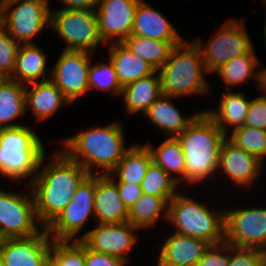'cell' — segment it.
Masks as SVG:
<instances>
[{"label":"cell","mask_w":266,"mask_h":266,"mask_svg":"<svg viewBox=\"0 0 266 266\" xmlns=\"http://www.w3.org/2000/svg\"><path fill=\"white\" fill-rule=\"evenodd\" d=\"M47 266H85V245L80 240H53Z\"/></svg>","instance_id":"cell-34"},{"label":"cell","mask_w":266,"mask_h":266,"mask_svg":"<svg viewBox=\"0 0 266 266\" xmlns=\"http://www.w3.org/2000/svg\"><path fill=\"white\" fill-rule=\"evenodd\" d=\"M182 42L153 40L131 34L122 43L158 71L168 60L172 48Z\"/></svg>","instance_id":"cell-32"},{"label":"cell","mask_w":266,"mask_h":266,"mask_svg":"<svg viewBox=\"0 0 266 266\" xmlns=\"http://www.w3.org/2000/svg\"><path fill=\"white\" fill-rule=\"evenodd\" d=\"M265 264H266V248L264 249Z\"/></svg>","instance_id":"cell-49"},{"label":"cell","mask_w":266,"mask_h":266,"mask_svg":"<svg viewBox=\"0 0 266 266\" xmlns=\"http://www.w3.org/2000/svg\"><path fill=\"white\" fill-rule=\"evenodd\" d=\"M128 263L109 254L88 249L85 246V266H127Z\"/></svg>","instance_id":"cell-41"},{"label":"cell","mask_w":266,"mask_h":266,"mask_svg":"<svg viewBox=\"0 0 266 266\" xmlns=\"http://www.w3.org/2000/svg\"><path fill=\"white\" fill-rule=\"evenodd\" d=\"M230 244L222 242L212 244L195 266H228Z\"/></svg>","instance_id":"cell-40"},{"label":"cell","mask_w":266,"mask_h":266,"mask_svg":"<svg viewBox=\"0 0 266 266\" xmlns=\"http://www.w3.org/2000/svg\"><path fill=\"white\" fill-rule=\"evenodd\" d=\"M1 17V26L15 41L30 44L50 28L51 7L42 0H1Z\"/></svg>","instance_id":"cell-8"},{"label":"cell","mask_w":266,"mask_h":266,"mask_svg":"<svg viewBox=\"0 0 266 266\" xmlns=\"http://www.w3.org/2000/svg\"><path fill=\"white\" fill-rule=\"evenodd\" d=\"M45 145L29 125L3 128L0 135V177L12 182L34 180L42 157L48 153Z\"/></svg>","instance_id":"cell-5"},{"label":"cell","mask_w":266,"mask_h":266,"mask_svg":"<svg viewBox=\"0 0 266 266\" xmlns=\"http://www.w3.org/2000/svg\"><path fill=\"white\" fill-rule=\"evenodd\" d=\"M181 190L168 202L167 222L177 234L203 239L212 244L225 240V210L212 209Z\"/></svg>","instance_id":"cell-6"},{"label":"cell","mask_w":266,"mask_h":266,"mask_svg":"<svg viewBox=\"0 0 266 266\" xmlns=\"http://www.w3.org/2000/svg\"><path fill=\"white\" fill-rule=\"evenodd\" d=\"M95 190L96 175L89 174L74 192L71 202L46 228L52 240H81V231L88 219L93 217V220L95 217Z\"/></svg>","instance_id":"cell-11"},{"label":"cell","mask_w":266,"mask_h":266,"mask_svg":"<svg viewBox=\"0 0 266 266\" xmlns=\"http://www.w3.org/2000/svg\"><path fill=\"white\" fill-rule=\"evenodd\" d=\"M6 77H4L1 73H0V83L5 79Z\"/></svg>","instance_id":"cell-47"},{"label":"cell","mask_w":266,"mask_h":266,"mask_svg":"<svg viewBox=\"0 0 266 266\" xmlns=\"http://www.w3.org/2000/svg\"><path fill=\"white\" fill-rule=\"evenodd\" d=\"M172 198L143 193L129 210L128 222L140 230H153L160 218L167 222L168 202Z\"/></svg>","instance_id":"cell-31"},{"label":"cell","mask_w":266,"mask_h":266,"mask_svg":"<svg viewBox=\"0 0 266 266\" xmlns=\"http://www.w3.org/2000/svg\"><path fill=\"white\" fill-rule=\"evenodd\" d=\"M52 239L46 228L25 238L0 241V255L4 266H47Z\"/></svg>","instance_id":"cell-17"},{"label":"cell","mask_w":266,"mask_h":266,"mask_svg":"<svg viewBox=\"0 0 266 266\" xmlns=\"http://www.w3.org/2000/svg\"><path fill=\"white\" fill-rule=\"evenodd\" d=\"M131 34L162 41L186 39L160 11L145 0L137 5Z\"/></svg>","instance_id":"cell-20"},{"label":"cell","mask_w":266,"mask_h":266,"mask_svg":"<svg viewBox=\"0 0 266 266\" xmlns=\"http://www.w3.org/2000/svg\"><path fill=\"white\" fill-rule=\"evenodd\" d=\"M108 61V63L101 61V63L97 62V64H90L88 78L89 91L93 89L109 93L112 91V95H118L120 97L122 87L113 63L110 59H108Z\"/></svg>","instance_id":"cell-36"},{"label":"cell","mask_w":266,"mask_h":266,"mask_svg":"<svg viewBox=\"0 0 266 266\" xmlns=\"http://www.w3.org/2000/svg\"><path fill=\"white\" fill-rule=\"evenodd\" d=\"M228 266H266L264 250L258 248L237 247L230 244Z\"/></svg>","instance_id":"cell-38"},{"label":"cell","mask_w":266,"mask_h":266,"mask_svg":"<svg viewBox=\"0 0 266 266\" xmlns=\"http://www.w3.org/2000/svg\"><path fill=\"white\" fill-rule=\"evenodd\" d=\"M20 45L2 26L0 27V73L4 77L12 75Z\"/></svg>","instance_id":"cell-37"},{"label":"cell","mask_w":266,"mask_h":266,"mask_svg":"<svg viewBox=\"0 0 266 266\" xmlns=\"http://www.w3.org/2000/svg\"><path fill=\"white\" fill-rule=\"evenodd\" d=\"M108 45V59L114 65L121 87L150 76L156 71L146 61L131 52L122 42Z\"/></svg>","instance_id":"cell-27"},{"label":"cell","mask_w":266,"mask_h":266,"mask_svg":"<svg viewBox=\"0 0 266 266\" xmlns=\"http://www.w3.org/2000/svg\"><path fill=\"white\" fill-rule=\"evenodd\" d=\"M125 129L121 121L104 126L95 125L73 136L61 139V150L69 159L79 163L89 174H110L125 152L130 148L125 143Z\"/></svg>","instance_id":"cell-2"},{"label":"cell","mask_w":266,"mask_h":266,"mask_svg":"<svg viewBox=\"0 0 266 266\" xmlns=\"http://www.w3.org/2000/svg\"><path fill=\"white\" fill-rule=\"evenodd\" d=\"M0 266H4L1 255H0Z\"/></svg>","instance_id":"cell-48"},{"label":"cell","mask_w":266,"mask_h":266,"mask_svg":"<svg viewBox=\"0 0 266 266\" xmlns=\"http://www.w3.org/2000/svg\"><path fill=\"white\" fill-rule=\"evenodd\" d=\"M82 233L81 242L96 252L117 257L129 263L132 248L138 243L136 231L140 229L128 221L111 224H96Z\"/></svg>","instance_id":"cell-14"},{"label":"cell","mask_w":266,"mask_h":266,"mask_svg":"<svg viewBox=\"0 0 266 266\" xmlns=\"http://www.w3.org/2000/svg\"><path fill=\"white\" fill-rule=\"evenodd\" d=\"M259 1H262V4H266V0H259Z\"/></svg>","instance_id":"cell-50"},{"label":"cell","mask_w":266,"mask_h":266,"mask_svg":"<svg viewBox=\"0 0 266 266\" xmlns=\"http://www.w3.org/2000/svg\"><path fill=\"white\" fill-rule=\"evenodd\" d=\"M94 222L111 224L127 222L129 210L120 197L117 183L107 175H96Z\"/></svg>","instance_id":"cell-19"},{"label":"cell","mask_w":266,"mask_h":266,"mask_svg":"<svg viewBox=\"0 0 266 266\" xmlns=\"http://www.w3.org/2000/svg\"><path fill=\"white\" fill-rule=\"evenodd\" d=\"M69 105L71 103L50 79L26 85V110L30 109L36 123L51 118L60 107Z\"/></svg>","instance_id":"cell-21"},{"label":"cell","mask_w":266,"mask_h":266,"mask_svg":"<svg viewBox=\"0 0 266 266\" xmlns=\"http://www.w3.org/2000/svg\"><path fill=\"white\" fill-rule=\"evenodd\" d=\"M63 7L57 9L68 10H95L98 0H59Z\"/></svg>","instance_id":"cell-43"},{"label":"cell","mask_w":266,"mask_h":266,"mask_svg":"<svg viewBox=\"0 0 266 266\" xmlns=\"http://www.w3.org/2000/svg\"><path fill=\"white\" fill-rule=\"evenodd\" d=\"M158 253L157 266H195L211 244L203 239L170 232Z\"/></svg>","instance_id":"cell-18"},{"label":"cell","mask_w":266,"mask_h":266,"mask_svg":"<svg viewBox=\"0 0 266 266\" xmlns=\"http://www.w3.org/2000/svg\"><path fill=\"white\" fill-rule=\"evenodd\" d=\"M263 88L266 90V67H265V71H264V86Z\"/></svg>","instance_id":"cell-45"},{"label":"cell","mask_w":266,"mask_h":266,"mask_svg":"<svg viewBox=\"0 0 266 266\" xmlns=\"http://www.w3.org/2000/svg\"><path fill=\"white\" fill-rule=\"evenodd\" d=\"M253 207L225 209V242L237 247L266 248V208Z\"/></svg>","instance_id":"cell-12"},{"label":"cell","mask_w":266,"mask_h":266,"mask_svg":"<svg viewBox=\"0 0 266 266\" xmlns=\"http://www.w3.org/2000/svg\"><path fill=\"white\" fill-rule=\"evenodd\" d=\"M263 166L264 164L255 156L225 138L220 149L217 175L224 176L225 179H229L227 182L240 188L249 189L263 173Z\"/></svg>","instance_id":"cell-16"},{"label":"cell","mask_w":266,"mask_h":266,"mask_svg":"<svg viewBox=\"0 0 266 266\" xmlns=\"http://www.w3.org/2000/svg\"><path fill=\"white\" fill-rule=\"evenodd\" d=\"M226 137L204 111L176 137L185 155V185L211 183L217 177L220 149Z\"/></svg>","instance_id":"cell-3"},{"label":"cell","mask_w":266,"mask_h":266,"mask_svg":"<svg viewBox=\"0 0 266 266\" xmlns=\"http://www.w3.org/2000/svg\"><path fill=\"white\" fill-rule=\"evenodd\" d=\"M161 90L165 95L181 98L187 96H207L211 91V83L207 81L203 57L199 47L193 40L185 39L174 46L168 60L158 70Z\"/></svg>","instance_id":"cell-4"},{"label":"cell","mask_w":266,"mask_h":266,"mask_svg":"<svg viewBox=\"0 0 266 266\" xmlns=\"http://www.w3.org/2000/svg\"><path fill=\"white\" fill-rule=\"evenodd\" d=\"M93 55L88 51L63 49L50 69V80L71 104L89 92V66Z\"/></svg>","instance_id":"cell-13"},{"label":"cell","mask_w":266,"mask_h":266,"mask_svg":"<svg viewBox=\"0 0 266 266\" xmlns=\"http://www.w3.org/2000/svg\"><path fill=\"white\" fill-rule=\"evenodd\" d=\"M48 56L36 43L21 44L9 78L25 85L50 79L51 70L47 71Z\"/></svg>","instance_id":"cell-25"},{"label":"cell","mask_w":266,"mask_h":266,"mask_svg":"<svg viewBox=\"0 0 266 266\" xmlns=\"http://www.w3.org/2000/svg\"><path fill=\"white\" fill-rule=\"evenodd\" d=\"M140 186L143 193L159 197H174L180 191L179 184L154 162L148 167Z\"/></svg>","instance_id":"cell-35"},{"label":"cell","mask_w":266,"mask_h":266,"mask_svg":"<svg viewBox=\"0 0 266 266\" xmlns=\"http://www.w3.org/2000/svg\"><path fill=\"white\" fill-rule=\"evenodd\" d=\"M145 144L152 154L153 162L179 186L182 183L185 185V155L177 138L167 137L159 146H155L150 141H146Z\"/></svg>","instance_id":"cell-30"},{"label":"cell","mask_w":266,"mask_h":266,"mask_svg":"<svg viewBox=\"0 0 266 266\" xmlns=\"http://www.w3.org/2000/svg\"><path fill=\"white\" fill-rule=\"evenodd\" d=\"M178 99L169 95L161 94L157 100L143 114L160 131L165 132V136L176 138L179 136L202 112H195L188 116H183L172 100Z\"/></svg>","instance_id":"cell-22"},{"label":"cell","mask_w":266,"mask_h":266,"mask_svg":"<svg viewBox=\"0 0 266 266\" xmlns=\"http://www.w3.org/2000/svg\"><path fill=\"white\" fill-rule=\"evenodd\" d=\"M161 94L160 76L155 71L122 87L120 96L124 99L126 113L131 116L138 112L144 114Z\"/></svg>","instance_id":"cell-26"},{"label":"cell","mask_w":266,"mask_h":266,"mask_svg":"<svg viewBox=\"0 0 266 266\" xmlns=\"http://www.w3.org/2000/svg\"><path fill=\"white\" fill-rule=\"evenodd\" d=\"M51 154L49 161H46V154L42 157L38 172L29 184L38 221L44 228L71 202L74 192L89 175L84 167L61 150H53Z\"/></svg>","instance_id":"cell-1"},{"label":"cell","mask_w":266,"mask_h":266,"mask_svg":"<svg viewBox=\"0 0 266 266\" xmlns=\"http://www.w3.org/2000/svg\"><path fill=\"white\" fill-rule=\"evenodd\" d=\"M242 19L228 18L217 32L210 35L207 42L198 37L192 38L201 51L209 75L228 60L248 54L254 49Z\"/></svg>","instance_id":"cell-7"},{"label":"cell","mask_w":266,"mask_h":266,"mask_svg":"<svg viewBox=\"0 0 266 266\" xmlns=\"http://www.w3.org/2000/svg\"><path fill=\"white\" fill-rule=\"evenodd\" d=\"M227 138L237 147L255 156L265 165L266 158V130L247 125L231 131ZM264 161V162H263Z\"/></svg>","instance_id":"cell-33"},{"label":"cell","mask_w":266,"mask_h":266,"mask_svg":"<svg viewBox=\"0 0 266 266\" xmlns=\"http://www.w3.org/2000/svg\"><path fill=\"white\" fill-rule=\"evenodd\" d=\"M152 162V154L146 144L134 143L108 175L116 183L140 185Z\"/></svg>","instance_id":"cell-28"},{"label":"cell","mask_w":266,"mask_h":266,"mask_svg":"<svg viewBox=\"0 0 266 266\" xmlns=\"http://www.w3.org/2000/svg\"><path fill=\"white\" fill-rule=\"evenodd\" d=\"M1 23H2V17H1V0H0V27H1Z\"/></svg>","instance_id":"cell-46"},{"label":"cell","mask_w":266,"mask_h":266,"mask_svg":"<svg viewBox=\"0 0 266 266\" xmlns=\"http://www.w3.org/2000/svg\"><path fill=\"white\" fill-rule=\"evenodd\" d=\"M141 0H98L95 12L103 43L123 42L132 33L136 8Z\"/></svg>","instance_id":"cell-15"},{"label":"cell","mask_w":266,"mask_h":266,"mask_svg":"<svg viewBox=\"0 0 266 266\" xmlns=\"http://www.w3.org/2000/svg\"><path fill=\"white\" fill-rule=\"evenodd\" d=\"M220 96L217 108H208L203 111L227 136L230 131L245 125L251 99L246 97V94L241 90L236 92L234 90H225L223 95Z\"/></svg>","instance_id":"cell-23"},{"label":"cell","mask_w":266,"mask_h":266,"mask_svg":"<svg viewBox=\"0 0 266 266\" xmlns=\"http://www.w3.org/2000/svg\"><path fill=\"white\" fill-rule=\"evenodd\" d=\"M263 7H265L266 8V4H263ZM266 10V9H265ZM265 15H266V13H265ZM263 39L265 40V45H266V18H265V25H264V29H263Z\"/></svg>","instance_id":"cell-44"},{"label":"cell","mask_w":266,"mask_h":266,"mask_svg":"<svg viewBox=\"0 0 266 266\" xmlns=\"http://www.w3.org/2000/svg\"><path fill=\"white\" fill-rule=\"evenodd\" d=\"M117 187L120 193V197L128 210H130L134 206L136 201L143 194L141 186L137 184L117 183Z\"/></svg>","instance_id":"cell-42"},{"label":"cell","mask_w":266,"mask_h":266,"mask_svg":"<svg viewBox=\"0 0 266 266\" xmlns=\"http://www.w3.org/2000/svg\"><path fill=\"white\" fill-rule=\"evenodd\" d=\"M254 49L245 55L237 56L228 60L213 75L219 77L226 85L224 90H234V86L246 84L248 79L255 80L260 90L264 86V71L265 68L261 67Z\"/></svg>","instance_id":"cell-24"},{"label":"cell","mask_w":266,"mask_h":266,"mask_svg":"<svg viewBox=\"0 0 266 266\" xmlns=\"http://www.w3.org/2000/svg\"><path fill=\"white\" fill-rule=\"evenodd\" d=\"M259 96L251 99L245 125L266 130V90L261 88Z\"/></svg>","instance_id":"cell-39"},{"label":"cell","mask_w":266,"mask_h":266,"mask_svg":"<svg viewBox=\"0 0 266 266\" xmlns=\"http://www.w3.org/2000/svg\"><path fill=\"white\" fill-rule=\"evenodd\" d=\"M27 112L26 85L6 77L0 83V126L15 128L25 125L16 121Z\"/></svg>","instance_id":"cell-29"},{"label":"cell","mask_w":266,"mask_h":266,"mask_svg":"<svg viewBox=\"0 0 266 266\" xmlns=\"http://www.w3.org/2000/svg\"><path fill=\"white\" fill-rule=\"evenodd\" d=\"M15 193L0 186V238H25L40 233L44 227L38 221L33 194Z\"/></svg>","instance_id":"cell-10"},{"label":"cell","mask_w":266,"mask_h":266,"mask_svg":"<svg viewBox=\"0 0 266 266\" xmlns=\"http://www.w3.org/2000/svg\"><path fill=\"white\" fill-rule=\"evenodd\" d=\"M50 30L63 40L64 50L95 52L101 44L95 10L51 9Z\"/></svg>","instance_id":"cell-9"}]
</instances>
